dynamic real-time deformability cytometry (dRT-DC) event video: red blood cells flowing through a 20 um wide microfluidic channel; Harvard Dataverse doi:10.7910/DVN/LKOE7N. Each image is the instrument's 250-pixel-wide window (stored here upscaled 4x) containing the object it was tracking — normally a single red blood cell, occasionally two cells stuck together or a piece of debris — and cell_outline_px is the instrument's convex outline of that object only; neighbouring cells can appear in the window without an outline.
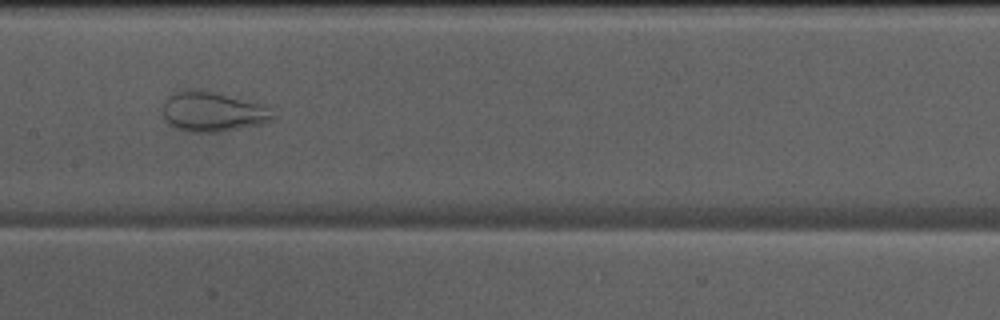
{"species": "Egyptian fruit bat (a non-hibernating species)", "species_latin": "Rousettus aegyptiacus", "temperature_condition": "warm", "stored_images_in_passage": 38, "camera_frame_rate_fps": 3000, "um_per_image_px": 0.085, "animal": {"sex": "male"}, "frame": {"image": 1, "passage_image": 12, "time_ms": 3.667, "image_size_px": [1000, 320], "cell_outline_px": [[280, 116], [272, 120], [260, 124], [224, 132], [188, 132], [172, 128], [164, 120], [164, 100], [168, 96], [176, 92], [188, 88], [212, 92], [264, 104]], "centroid_in_image_um": [18.1, 9.52], "position_along_channel_um": 189.3, "area_um2": 26.01}}
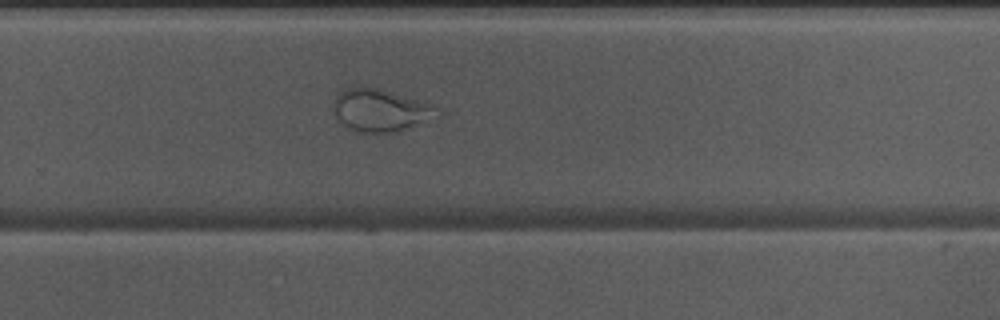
{"frame": {"image": 2, "passage_image": 20, "time_ms": 6.333, "image_size_px": [1000, 320], "cell_outline_px": [[444, 116], [396, 132], [356, 132], [344, 124], [336, 116], [332, 108], [332, 104], [336, 96], [348, 88], [376, 88], [392, 92], [436, 104], [440, 108]], "centroid_in_image_um": [32.47, 9.39], "position_along_channel_um": 297.3, "area_um2": 25.89}}
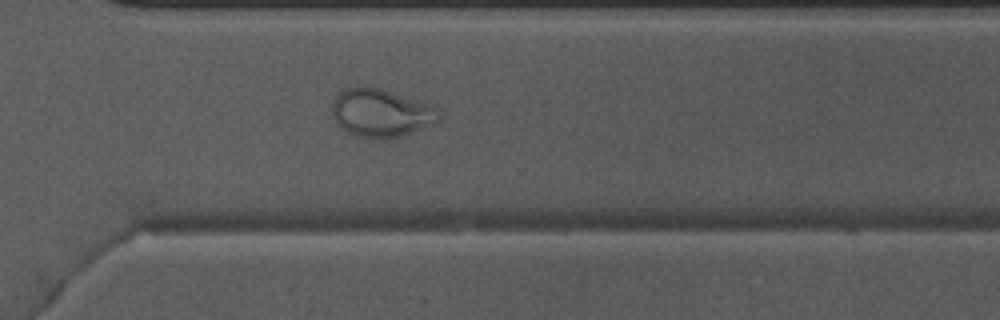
{"frame": {"image": 3, "passage_image": 23, "time_ms": 7.333, "image_size_px": [1000, 320], "cell_outline_px": [[444, 116], [440, 120], [432, 124], [400, 136], [356, 136], [348, 132], [336, 124], [332, 116], [332, 104], [336, 96], [344, 88], [356, 84], [368, 84], [432, 104], [440, 108]], "centroid_in_image_um": [32.4, 9.52], "position_along_channel_um": 338.2, "area_um2": 30.29}}